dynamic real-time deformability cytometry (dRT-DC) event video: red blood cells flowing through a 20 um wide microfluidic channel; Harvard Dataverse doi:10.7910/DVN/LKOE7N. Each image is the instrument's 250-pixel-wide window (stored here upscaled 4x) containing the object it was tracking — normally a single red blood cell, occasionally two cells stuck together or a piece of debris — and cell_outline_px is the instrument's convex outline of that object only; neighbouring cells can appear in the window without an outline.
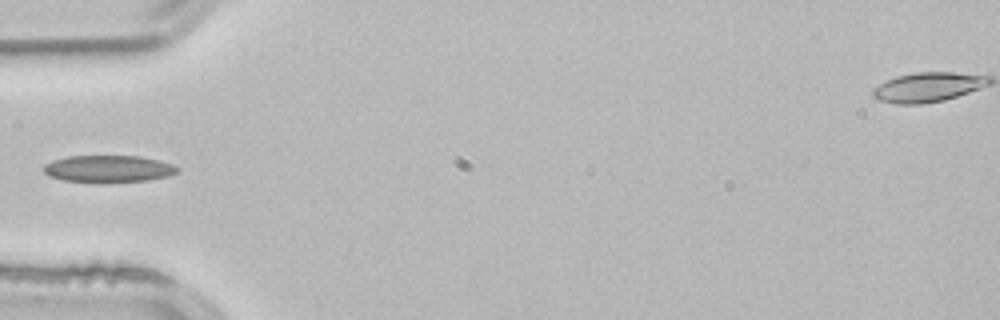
{"species": "common noctule bat (a hibernating species)", "species_latin": "Nyctalus noctula", "temperature_condition": "room temperature", "stored_images_in_passage": 4, "camera_frame_rate_fps": 3000, "um_per_image_px": 0.085, "animal": {"sex": "male", "body_mass_g": 21.5, "forearm_length_mm": 52.0}, "frame": {"image": 1, "passage_image": 4, "time_ms": 1.0, "image_size_px": [1000, 320], "cell_outline_px": [[180, 172], [168, 176], [148, 180], [104, 184], [100, 184], [60, 180], [48, 176], [44, 172], [44, 164], [52, 160], [68, 156], [140, 156], [172, 164], [180, 168]], "centroid_in_image_um": [9.19, 14.38], "position_along_channel_um": 75.8, "area_um2": 21.68}}